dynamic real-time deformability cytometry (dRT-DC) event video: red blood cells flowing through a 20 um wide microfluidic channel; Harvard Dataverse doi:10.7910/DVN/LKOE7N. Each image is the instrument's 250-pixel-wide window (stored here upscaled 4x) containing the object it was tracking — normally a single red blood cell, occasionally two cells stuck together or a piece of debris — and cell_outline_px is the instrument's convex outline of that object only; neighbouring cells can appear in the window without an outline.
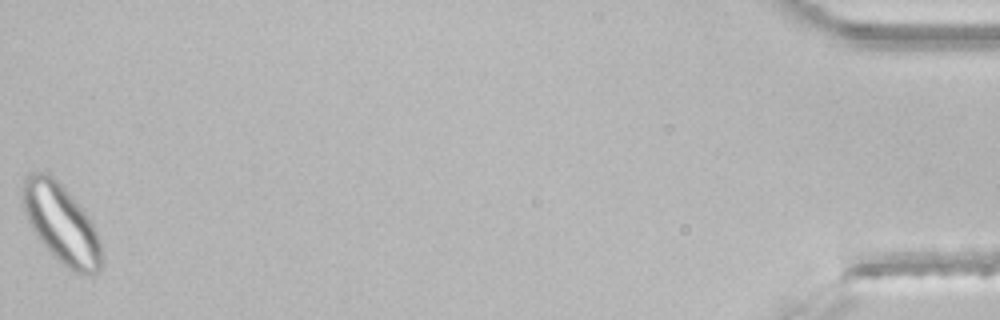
{"species": "common noctule bat (a hibernating species)", "species_latin": "Nyctalus noctula", "temperature_condition": "room temperature", "stored_images_in_passage": 34, "segment_of_instrument_passage": [2, 2], "camera_frame_rate_fps": 3000, "um_per_image_px": 0.085, "animal": {"sex": "male", "body_mass_g": 21.5, "forearm_length_mm": 52.0}, "frame": {"image": 1, "passage_image": 34, "time_ms": 11.0, "image_size_px": [1000, 320], "cell_outline_px": [[104, 264], [92, 276], [88, 276], [72, 272], [36, 236], [24, 212], [20, 188], [20, 184], [24, 176], [28, 172], [44, 172], [56, 180], [84, 208], [100, 240], [104, 260]], "centroid_in_image_um": [5.21, 19.0], "position_along_channel_um": 430.0, "area_um2": 36.59}}